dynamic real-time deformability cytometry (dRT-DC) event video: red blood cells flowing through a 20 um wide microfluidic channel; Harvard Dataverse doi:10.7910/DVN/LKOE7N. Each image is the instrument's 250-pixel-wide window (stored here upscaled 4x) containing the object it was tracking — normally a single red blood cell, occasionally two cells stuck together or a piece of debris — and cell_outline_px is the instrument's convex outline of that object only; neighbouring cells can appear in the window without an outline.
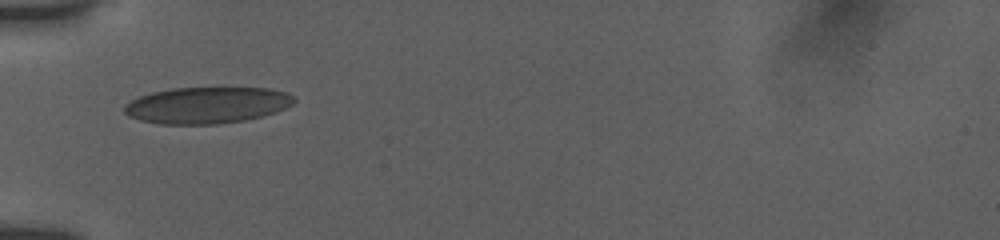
{"species": "human", "species_latin": "Homo sapiens", "temperature_condition": "room temperature", "stored_images_in_passage": 25, "camera_frame_rate_fps": 3000, "um_per_image_px": 0.085, "donor": {"sex": "female"}, "frame": {"image": 1, "passage_image": 1, "time_ms": 0.0, "image_size_px": [1000, 240], "cell_outline_px": [[296, 100], [292, 104], [276, 112], [244, 120], [216, 124], [160, 124], [140, 120], [128, 116], [124, 112], [124, 104], [140, 96], [152, 92], [172, 88], [272, 88], [288, 92], [296, 96]], "centroid_in_image_um": [17.61, 8.93], "position_along_channel_um": 67.4, "area_um2": 36.13}}
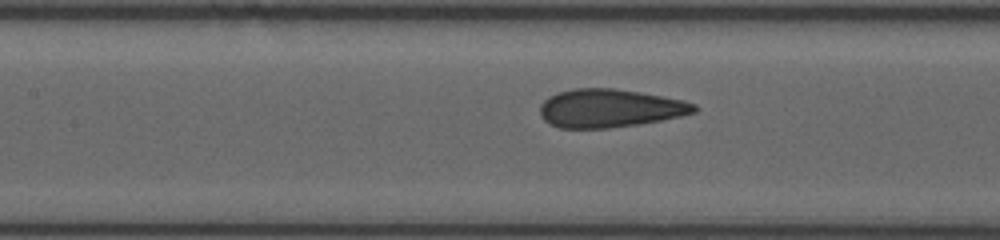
{"frame": {"image": 2, "passage_image": 7, "time_ms": 2.333, "image_size_px": [1000, 240], "cell_outline_px": [[700, 108], [696, 112], [680, 116], [640, 124], [608, 128], [560, 128], [544, 120], [540, 116], [540, 104], [548, 96], [556, 92], [572, 88], [616, 88], [640, 92], [684, 100], [696, 104]], "centroid_in_image_um": [51.83, 9.19], "position_along_channel_um": 155.6, "area_um2": 34.68}}
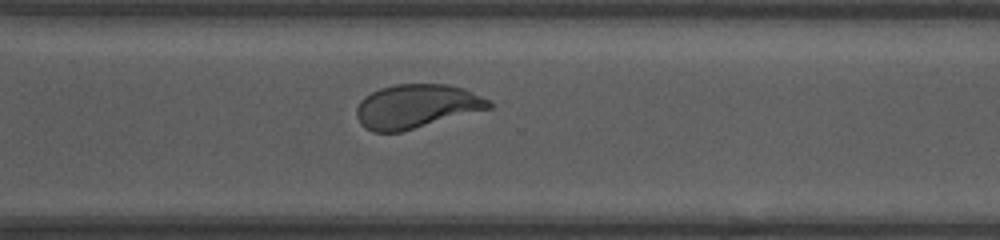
{"frame": {"image": 3, "passage_image": 18, "time_ms": 7.0, "image_size_px": [1000, 240], "cell_outline_px": [[492, 108], [400, 132], [372, 132], [364, 128], [360, 124], [356, 116], [356, 108], [360, 100], [364, 96], [380, 88], [396, 84], [448, 84], [464, 88], [488, 100], [492, 104]], "centroid_in_image_um": [35.36, 9.04], "position_along_channel_um": 335.2, "area_um2": 33.93}, "authors_computed_cell_mechanics": {"area_um2": 34.2754, "velocity_mm_per_s": 3.8577, "shape_relaxation_time_tau1_ms": 8.0564, "shape_relaxation_time_tau2_ms": null, "deformation_change_tau1": 0.205, "deformation_change_tau2": null}}